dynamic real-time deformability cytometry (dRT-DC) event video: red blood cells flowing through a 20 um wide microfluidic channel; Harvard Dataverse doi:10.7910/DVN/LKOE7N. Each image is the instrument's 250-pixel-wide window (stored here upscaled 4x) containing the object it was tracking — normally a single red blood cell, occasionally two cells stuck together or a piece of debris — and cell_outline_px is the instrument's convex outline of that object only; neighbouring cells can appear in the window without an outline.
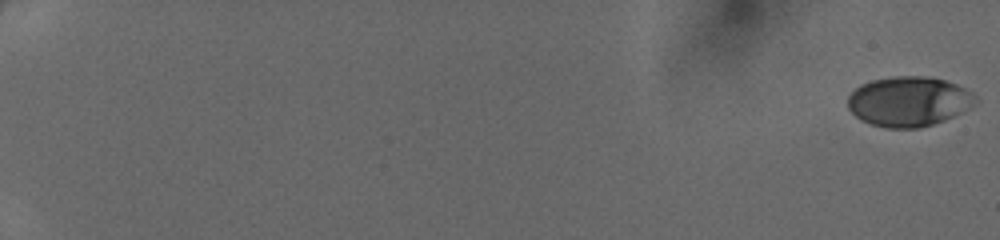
{"species": "human", "species_latin": "Homo sapiens", "temperature_condition": "cold", "stored_images_in_passage": 51, "camera_frame_rate_fps": 3000, "um_per_image_px": 0.085, "donor": {"sex": "female"}, "frame": {"image": 1, "passage_image": 1, "time_ms": 0.0, "image_size_px": [1000, 240], "cell_outline_px": [[980, 100], [976, 104], [944, 120], [932, 124], [916, 128], [888, 128], [872, 124], [860, 120], [848, 108], [848, 96], [860, 84], [872, 80], [896, 76], [928, 76], [944, 80], [956, 84], [972, 92]], "centroid_in_image_um": [77.25, 8.61], "position_along_channel_um": 7.8, "area_um2": 37.05}}
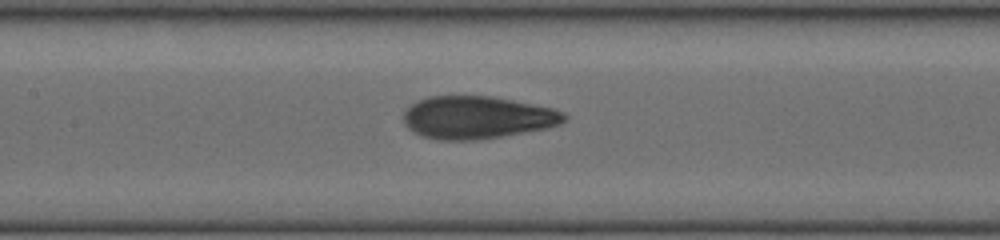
{"frame": {"image": 2, "passage_image": 28, "time_ms": 9.0, "image_size_px": [1000, 240], "cell_outline_px": [[568, 116], [560, 124], [548, 128], [504, 136], [476, 140], [436, 140], [420, 136], [412, 132], [404, 124], [404, 112], [412, 104], [428, 96], [492, 96], [552, 108], [564, 112]], "centroid_in_image_um": [40.55, 10.0], "position_along_channel_um": 166.8, "area_um2": 40.06}}
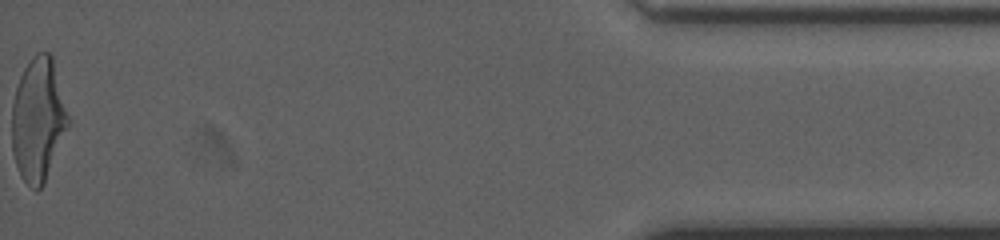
{"frame": {"image": 3, "passage_image": 51, "time_ms": 16.667, "image_size_px": [1000, 240], "cell_outline_px": [[72, 120], [44, 184], [36, 192], [20, 176], [16, 164], [12, 148], [12, 104], [16, 88], [20, 76], [24, 68], [32, 56], [36, 52], [48, 52], [52, 56]], "centroid_in_image_um": [3.28, 10.16], "position_along_channel_um": 431.9, "area_um2": 41.15}}